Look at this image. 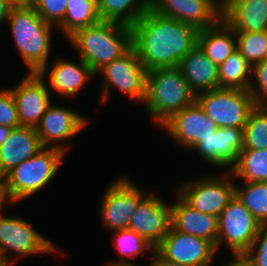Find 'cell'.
<instances>
[{
  "instance_id": "cell-12",
  "label": "cell",
  "mask_w": 267,
  "mask_h": 266,
  "mask_svg": "<svg viewBox=\"0 0 267 266\" xmlns=\"http://www.w3.org/2000/svg\"><path fill=\"white\" fill-rule=\"evenodd\" d=\"M90 120L73 108L51 103L36 129L43 147L57 148L66 154L71 149L67 141L87 129Z\"/></svg>"
},
{
  "instance_id": "cell-37",
  "label": "cell",
  "mask_w": 267,
  "mask_h": 266,
  "mask_svg": "<svg viewBox=\"0 0 267 266\" xmlns=\"http://www.w3.org/2000/svg\"><path fill=\"white\" fill-rule=\"evenodd\" d=\"M150 257V266H185L163 258L156 250H154Z\"/></svg>"
},
{
  "instance_id": "cell-36",
  "label": "cell",
  "mask_w": 267,
  "mask_h": 266,
  "mask_svg": "<svg viewBox=\"0 0 267 266\" xmlns=\"http://www.w3.org/2000/svg\"><path fill=\"white\" fill-rule=\"evenodd\" d=\"M0 125L12 129L20 127L14 97L8 87L0 89Z\"/></svg>"
},
{
  "instance_id": "cell-32",
  "label": "cell",
  "mask_w": 267,
  "mask_h": 266,
  "mask_svg": "<svg viewBox=\"0 0 267 266\" xmlns=\"http://www.w3.org/2000/svg\"><path fill=\"white\" fill-rule=\"evenodd\" d=\"M237 50L254 65L267 58V30L235 33Z\"/></svg>"
},
{
  "instance_id": "cell-6",
  "label": "cell",
  "mask_w": 267,
  "mask_h": 266,
  "mask_svg": "<svg viewBox=\"0 0 267 266\" xmlns=\"http://www.w3.org/2000/svg\"><path fill=\"white\" fill-rule=\"evenodd\" d=\"M56 246L25 218L0 215V261L8 266H15L18 259L32 255L63 254Z\"/></svg>"
},
{
  "instance_id": "cell-14",
  "label": "cell",
  "mask_w": 267,
  "mask_h": 266,
  "mask_svg": "<svg viewBox=\"0 0 267 266\" xmlns=\"http://www.w3.org/2000/svg\"><path fill=\"white\" fill-rule=\"evenodd\" d=\"M171 140L191 150L203 139L217 132L218 126L212 121L195 101L191 105L174 114L161 127Z\"/></svg>"
},
{
  "instance_id": "cell-24",
  "label": "cell",
  "mask_w": 267,
  "mask_h": 266,
  "mask_svg": "<svg viewBox=\"0 0 267 266\" xmlns=\"http://www.w3.org/2000/svg\"><path fill=\"white\" fill-rule=\"evenodd\" d=\"M197 43L218 66L237 50L235 31L223 19L212 27L198 30Z\"/></svg>"
},
{
  "instance_id": "cell-19",
  "label": "cell",
  "mask_w": 267,
  "mask_h": 266,
  "mask_svg": "<svg viewBox=\"0 0 267 266\" xmlns=\"http://www.w3.org/2000/svg\"><path fill=\"white\" fill-rule=\"evenodd\" d=\"M243 145V128L218 127L216 133L203 139L192 150H195L209 166L229 171L243 150Z\"/></svg>"
},
{
  "instance_id": "cell-5",
  "label": "cell",
  "mask_w": 267,
  "mask_h": 266,
  "mask_svg": "<svg viewBox=\"0 0 267 266\" xmlns=\"http://www.w3.org/2000/svg\"><path fill=\"white\" fill-rule=\"evenodd\" d=\"M66 155L60 149L44 147L8 172L3 180L10 202L13 205L20 203L45 189L56 176Z\"/></svg>"
},
{
  "instance_id": "cell-27",
  "label": "cell",
  "mask_w": 267,
  "mask_h": 266,
  "mask_svg": "<svg viewBox=\"0 0 267 266\" xmlns=\"http://www.w3.org/2000/svg\"><path fill=\"white\" fill-rule=\"evenodd\" d=\"M229 172L243 182H267V149L242 150Z\"/></svg>"
},
{
  "instance_id": "cell-28",
  "label": "cell",
  "mask_w": 267,
  "mask_h": 266,
  "mask_svg": "<svg viewBox=\"0 0 267 266\" xmlns=\"http://www.w3.org/2000/svg\"><path fill=\"white\" fill-rule=\"evenodd\" d=\"M218 68L219 88L248 90L252 66L238 50Z\"/></svg>"
},
{
  "instance_id": "cell-25",
  "label": "cell",
  "mask_w": 267,
  "mask_h": 266,
  "mask_svg": "<svg viewBox=\"0 0 267 266\" xmlns=\"http://www.w3.org/2000/svg\"><path fill=\"white\" fill-rule=\"evenodd\" d=\"M101 20L132 26L151 9V0H97Z\"/></svg>"
},
{
  "instance_id": "cell-9",
  "label": "cell",
  "mask_w": 267,
  "mask_h": 266,
  "mask_svg": "<svg viewBox=\"0 0 267 266\" xmlns=\"http://www.w3.org/2000/svg\"><path fill=\"white\" fill-rule=\"evenodd\" d=\"M263 226L234 195L218 216L217 251L228 247L231 256L239 259L253 243Z\"/></svg>"
},
{
  "instance_id": "cell-43",
  "label": "cell",
  "mask_w": 267,
  "mask_h": 266,
  "mask_svg": "<svg viewBox=\"0 0 267 266\" xmlns=\"http://www.w3.org/2000/svg\"><path fill=\"white\" fill-rule=\"evenodd\" d=\"M104 266H142V265L138 262L137 263L134 262V263H106V265ZM148 266H150V264H148Z\"/></svg>"
},
{
  "instance_id": "cell-31",
  "label": "cell",
  "mask_w": 267,
  "mask_h": 266,
  "mask_svg": "<svg viewBox=\"0 0 267 266\" xmlns=\"http://www.w3.org/2000/svg\"><path fill=\"white\" fill-rule=\"evenodd\" d=\"M243 130V150L267 149V105H256Z\"/></svg>"
},
{
  "instance_id": "cell-13",
  "label": "cell",
  "mask_w": 267,
  "mask_h": 266,
  "mask_svg": "<svg viewBox=\"0 0 267 266\" xmlns=\"http://www.w3.org/2000/svg\"><path fill=\"white\" fill-rule=\"evenodd\" d=\"M155 250L163 258L185 266H211L217 255L211 241L177 231L171 225Z\"/></svg>"
},
{
  "instance_id": "cell-44",
  "label": "cell",
  "mask_w": 267,
  "mask_h": 266,
  "mask_svg": "<svg viewBox=\"0 0 267 266\" xmlns=\"http://www.w3.org/2000/svg\"><path fill=\"white\" fill-rule=\"evenodd\" d=\"M215 2H217L221 7H223L228 0H214Z\"/></svg>"
},
{
  "instance_id": "cell-2",
  "label": "cell",
  "mask_w": 267,
  "mask_h": 266,
  "mask_svg": "<svg viewBox=\"0 0 267 266\" xmlns=\"http://www.w3.org/2000/svg\"><path fill=\"white\" fill-rule=\"evenodd\" d=\"M67 40L78 58L96 74L132 47V30L122 23L100 20L77 30Z\"/></svg>"
},
{
  "instance_id": "cell-38",
  "label": "cell",
  "mask_w": 267,
  "mask_h": 266,
  "mask_svg": "<svg viewBox=\"0 0 267 266\" xmlns=\"http://www.w3.org/2000/svg\"><path fill=\"white\" fill-rule=\"evenodd\" d=\"M7 205L9 206L13 204L10 202L7 196L4 180L3 178H0V215L3 214V210H5Z\"/></svg>"
},
{
  "instance_id": "cell-7",
  "label": "cell",
  "mask_w": 267,
  "mask_h": 266,
  "mask_svg": "<svg viewBox=\"0 0 267 266\" xmlns=\"http://www.w3.org/2000/svg\"><path fill=\"white\" fill-rule=\"evenodd\" d=\"M95 75H101L102 87L100 106L110 100L115 88L122 95L128 96L133 102L143 104L146 94L147 70L138 58L136 50L131 47L120 58L105 65Z\"/></svg>"
},
{
  "instance_id": "cell-22",
  "label": "cell",
  "mask_w": 267,
  "mask_h": 266,
  "mask_svg": "<svg viewBox=\"0 0 267 266\" xmlns=\"http://www.w3.org/2000/svg\"><path fill=\"white\" fill-rule=\"evenodd\" d=\"M222 19L235 31L267 30V0H228L222 7Z\"/></svg>"
},
{
  "instance_id": "cell-35",
  "label": "cell",
  "mask_w": 267,
  "mask_h": 266,
  "mask_svg": "<svg viewBox=\"0 0 267 266\" xmlns=\"http://www.w3.org/2000/svg\"><path fill=\"white\" fill-rule=\"evenodd\" d=\"M239 259L246 266H267V227L260 230L251 247Z\"/></svg>"
},
{
  "instance_id": "cell-4",
  "label": "cell",
  "mask_w": 267,
  "mask_h": 266,
  "mask_svg": "<svg viewBox=\"0 0 267 266\" xmlns=\"http://www.w3.org/2000/svg\"><path fill=\"white\" fill-rule=\"evenodd\" d=\"M196 101V94L178 68L147 71L145 105L149 119L161 127L174 114Z\"/></svg>"
},
{
  "instance_id": "cell-33",
  "label": "cell",
  "mask_w": 267,
  "mask_h": 266,
  "mask_svg": "<svg viewBox=\"0 0 267 266\" xmlns=\"http://www.w3.org/2000/svg\"><path fill=\"white\" fill-rule=\"evenodd\" d=\"M68 1L35 0L33 8L45 22L55 26L56 29L64 20Z\"/></svg>"
},
{
  "instance_id": "cell-42",
  "label": "cell",
  "mask_w": 267,
  "mask_h": 266,
  "mask_svg": "<svg viewBox=\"0 0 267 266\" xmlns=\"http://www.w3.org/2000/svg\"><path fill=\"white\" fill-rule=\"evenodd\" d=\"M221 266H246L240 259H230V261H228L227 263H225V265H221Z\"/></svg>"
},
{
  "instance_id": "cell-29",
  "label": "cell",
  "mask_w": 267,
  "mask_h": 266,
  "mask_svg": "<svg viewBox=\"0 0 267 266\" xmlns=\"http://www.w3.org/2000/svg\"><path fill=\"white\" fill-rule=\"evenodd\" d=\"M235 195L263 226L267 227V182H235Z\"/></svg>"
},
{
  "instance_id": "cell-39",
  "label": "cell",
  "mask_w": 267,
  "mask_h": 266,
  "mask_svg": "<svg viewBox=\"0 0 267 266\" xmlns=\"http://www.w3.org/2000/svg\"><path fill=\"white\" fill-rule=\"evenodd\" d=\"M12 8L7 0H0V25H5Z\"/></svg>"
},
{
  "instance_id": "cell-21",
  "label": "cell",
  "mask_w": 267,
  "mask_h": 266,
  "mask_svg": "<svg viewBox=\"0 0 267 266\" xmlns=\"http://www.w3.org/2000/svg\"><path fill=\"white\" fill-rule=\"evenodd\" d=\"M43 148L36 128L20 126L12 129L0 146V178Z\"/></svg>"
},
{
  "instance_id": "cell-17",
  "label": "cell",
  "mask_w": 267,
  "mask_h": 266,
  "mask_svg": "<svg viewBox=\"0 0 267 266\" xmlns=\"http://www.w3.org/2000/svg\"><path fill=\"white\" fill-rule=\"evenodd\" d=\"M55 59L54 63L52 62L53 65L48 62L38 74L44 78L51 93L53 91L57 96L72 100L96 75L80 58H78V63L73 62L72 59H64V57Z\"/></svg>"
},
{
  "instance_id": "cell-16",
  "label": "cell",
  "mask_w": 267,
  "mask_h": 266,
  "mask_svg": "<svg viewBox=\"0 0 267 266\" xmlns=\"http://www.w3.org/2000/svg\"><path fill=\"white\" fill-rule=\"evenodd\" d=\"M171 225V203L150 192L130 217L129 230L146 239L156 247L167 234Z\"/></svg>"
},
{
  "instance_id": "cell-3",
  "label": "cell",
  "mask_w": 267,
  "mask_h": 266,
  "mask_svg": "<svg viewBox=\"0 0 267 266\" xmlns=\"http://www.w3.org/2000/svg\"><path fill=\"white\" fill-rule=\"evenodd\" d=\"M6 23L27 72H40L50 62L55 26L45 22L33 7L12 8Z\"/></svg>"
},
{
  "instance_id": "cell-23",
  "label": "cell",
  "mask_w": 267,
  "mask_h": 266,
  "mask_svg": "<svg viewBox=\"0 0 267 266\" xmlns=\"http://www.w3.org/2000/svg\"><path fill=\"white\" fill-rule=\"evenodd\" d=\"M177 68L196 95L219 89L218 65L206 56L198 43L180 61Z\"/></svg>"
},
{
  "instance_id": "cell-8",
  "label": "cell",
  "mask_w": 267,
  "mask_h": 266,
  "mask_svg": "<svg viewBox=\"0 0 267 266\" xmlns=\"http://www.w3.org/2000/svg\"><path fill=\"white\" fill-rule=\"evenodd\" d=\"M175 192L193 209L218 217L235 195L229 171L182 181Z\"/></svg>"
},
{
  "instance_id": "cell-40",
  "label": "cell",
  "mask_w": 267,
  "mask_h": 266,
  "mask_svg": "<svg viewBox=\"0 0 267 266\" xmlns=\"http://www.w3.org/2000/svg\"><path fill=\"white\" fill-rule=\"evenodd\" d=\"M13 8L33 7L35 0H7Z\"/></svg>"
},
{
  "instance_id": "cell-11",
  "label": "cell",
  "mask_w": 267,
  "mask_h": 266,
  "mask_svg": "<svg viewBox=\"0 0 267 266\" xmlns=\"http://www.w3.org/2000/svg\"><path fill=\"white\" fill-rule=\"evenodd\" d=\"M126 175L112 181L100 201V218L103 228L114 231L129 228L130 217L148 193Z\"/></svg>"
},
{
  "instance_id": "cell-30",
  "label": "cell",
  "mask_w": 267,
  "mask_h": 266,
  "mask_svg": "<svg viewBox=\"0 0 267 266\" xmlns=\"http://www.w3.org/2000/svg\"><path fill=\"white\" fill-rule=\"evenodd\" d=\"M113 247H116L122 257L115 258L109 263H134L136 261L132 259L143 256L148 251L151 255L155 250L146 239L129 229L113 232Z\"/></svg>"
},
{
  "instance_id": "cell-10",
  "label": "cell",
  "mask_w": 267,
  "mask_h": 266,
  "mask_svg": "<svg viewBox=\"0 0 267 266\" xmlns=\"http://www.w3.org/2000/svg\"><path fill=\"white\" fill-rule=\"evenodd\" d=\"M196 102L218 127L243 128L256 107L248 90L219 88L196 95Z\"/></svg>"
},
{
  "instance_id": "cell-1",
  "label": "cell",
  "mask_w": 267,
  "mask_h": 266,
  "mask_svg": "<svg viewBox=\"0 0 267 266\" xmlns=\"http://www.w3.org/2000/svg\"><path fill=\"white\" fill-rule=\"evenodd\" d=\"M131 30L132 47L147 71L177 68L197 44L198 30L195 27L152 9L143 14Z\"/></svg>"
},
{
  "instance_id": "cell-20",
  "label": "cell",
  "mask_w": 267,
  "mask_h": 266,
  "mask_svg": "<svg viewBox=\"0 0 267 266\" xmlns=\"http://www.w3.org/2000/svg\"><path fill=\"white\" fill-rule=\"evenodd\" d=\"M171 202V226L180 232L211 241L217 249L218 217L190 207L176 192Z\"/></svg>"
},
{
  "instance_id": "cell-26",
  "label": "cell",
  "mask_w": 267,
  "mask_h": 266,
  "mask_svg": "<svg viewBox=\"0 0 267 266\" xmlns=\"http://www.w3.org/2000/svg\"><path fill=\"white\" fill-rule=\"evenodd\" d=\"M97 0H69L63 22L56 28L67 39L77 30L99 22Z\"/></svg>"
},
{
  "instance_id": "cell-45",
  "label": "cell",
  "mask_w": 267,
  "mask_h": 266,
  "mask_svg": "<svg viewBox=\"0 0 267 266\" xmlns=\"http://www.w3.org/2000/svg\"><path fill=\"white\" fill-rule=\"evenodd\" d=\"M0 266H8L7 264H5L4 262L0 261Z\"/></svg>"
},
{
  "instance_id": "cell-18",
  "label": "cell",
  "mask_w": 267,
  "mask_h": 266,
  "mask_svg": "<svg viewBox=\"0 0 267 266\" xmlns=\"http://www.w3.org/2000/svg\"><path fill=\"white\" fill-rule=\"evenodd\" d=\"M151 9L197 30L212 27L222 19V7L214 0H151Z\"/></svg>"
},
{
  "instance_id": "cell-41",
  "label": "cell",
  "mask_w": 267,
  "mask_h": 266,
  "mask_svg": "<svg viewBox=\"0 0 267 266\" xmlns=\"http://www.w3.org/2000/svg\"><path fill=\"white\" fill-rule=\"evenodd\" d=\"M12 128L0 125V146L8 138Z\"/></svg>"
},
{
  "instance_id": "cell-15",
  "label": "cell",
  "mask_w": 267,
  "mask_h": 266,
  "mask_svg": "<svg viewBox=\"0 0 267 266\" xmlns=\"http://www.w3.org/2000/svg\"><path fill=\"white\" fill-rule=\"evenodd\" d=\"M25 74L15 87L9 89L14 97L20 126L36 128L52 103L51 92L41 75Z\"/></svg>"
},
{
  "instance_id": "cell-34",
  "label": "cell",
  "mask_w": 267,
  "mask_h": 266,
  "mask_svg": "<svg viewBox=\"0 0 267 266\" xmlns=\"http://www.w3.org/2000/svg\"><path fill=\"white\" fill-rule=\"evenodd\" d=\"M248 92L257 105H267V58L252 65Z\"/></svg>"
}]
</instances>
